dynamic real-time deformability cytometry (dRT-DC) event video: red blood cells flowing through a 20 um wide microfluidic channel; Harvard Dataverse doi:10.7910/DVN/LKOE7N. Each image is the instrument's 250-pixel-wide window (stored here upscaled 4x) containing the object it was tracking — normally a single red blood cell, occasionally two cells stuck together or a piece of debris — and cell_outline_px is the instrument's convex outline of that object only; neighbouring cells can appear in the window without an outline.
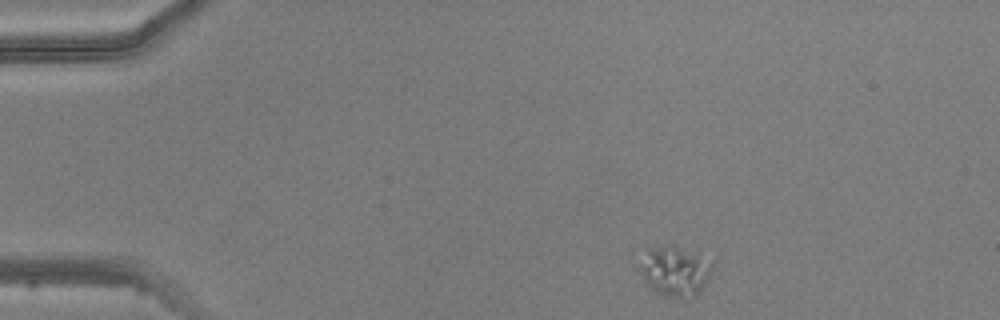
{"species": "common noctule bat (a hibernating species)", "species_latin": "Nyctalus noctula", "temperature_condition": "warm", "stored_images_in_passage": 3, "camera_frame_rate_fps": 3000, "um_per_image_px": 0.085, "animal": {"sex": "male", "body_mass_g": 20.5, "forearm_length_mm": 52.5}, "frame": {"image": 1, "passage_image": 1, "time_ms": 0.0, "image_size_px": [1000, 320], "cell_outline_px": [[712, 268], [700, 292], [696, 296], [664, 296], [656, 292], [644, 280], [640, 272], [640, 264], [648, 248], [676, 248], [696, 256], [712, 264]], "centroid_in_image_um": [57.32, 23.11], "position_along_channel_um": 27.7, "area_um2": 19.54}}